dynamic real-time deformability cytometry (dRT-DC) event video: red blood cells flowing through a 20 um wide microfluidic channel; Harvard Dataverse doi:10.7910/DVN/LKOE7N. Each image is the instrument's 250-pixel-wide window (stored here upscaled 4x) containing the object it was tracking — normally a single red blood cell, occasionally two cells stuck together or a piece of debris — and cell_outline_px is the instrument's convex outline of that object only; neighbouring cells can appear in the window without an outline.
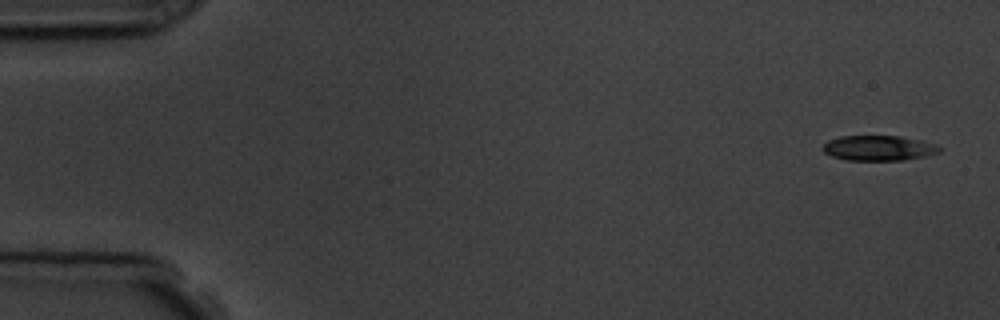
{"species": "common noctule bat (a hibernating species)", "species_latin": "Nyctalus noctula", "temperature_condition": "room temperature", "stored_images_in_passage": 4, "camera_frame_rate_fps": 3000, "um_per_image_px": 0.085, "animal": {"sex": "male", "body_mass_g": 19.5, "forearm_length_mm": 54.6}, "frame": {"image": 1, "passage_image": 1, "time_ms": 0.0, "image_size_px": [1000, 320], "cell_outline_px": [[940, 152], [924, 156], [904, 160], [844, 160], [832, 156], [824, 152], [820, 148], [828, 140], [840, 136], [900, 136], [920, 140], [936, 144], [940, 148]], "centroid_in_image_um": [74.65, 12.58], "position_along_channel_um": 10.4, "area_um2": 17.11}}